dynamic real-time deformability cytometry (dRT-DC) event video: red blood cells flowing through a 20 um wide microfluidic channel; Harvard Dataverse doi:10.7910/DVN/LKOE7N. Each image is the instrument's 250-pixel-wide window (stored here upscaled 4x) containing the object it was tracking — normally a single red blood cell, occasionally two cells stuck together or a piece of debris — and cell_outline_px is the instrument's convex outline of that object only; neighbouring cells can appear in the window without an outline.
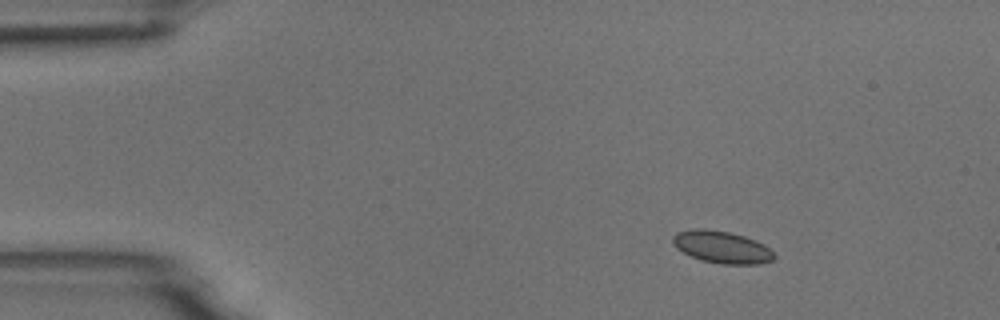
{"species": "common noctule bat (a hibernating species)", "species_latin": "Nyctalus noctula", "temperature_condition": "room temperature", "stored_images_in_passage": 49, "segment_of_instrument_passage": [1, 2], "camera_frame_rate_fps": 3000, "um_per_image_px": 0.085, "animal": {"sex": "male", "body_mass_g": 18.8}, "frame": {"image": 1, "passage_image": 1, "time_ms": 0.0, "image_size_px": [1000, 320], "cell_outline_px": [[776, 256], [772, 260], [760, 264], [720, 264], [700, 260], [676, 248], [672, 244], [672, 236], [676, 232], [692, 228], [704, 228], [728, 232], [744, 236], [756, 240], [764, 244]], "centroid_in_image_um": [61.32, 20.99], "position_along_channel_um": 23.7, "area_um2": 19.13}}
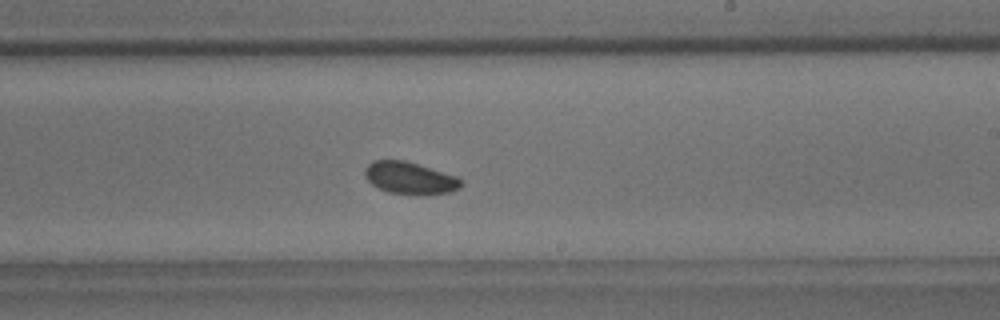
{"frame": {"image": 2, "passage_image": 26, "time_ms": 8.333, "image_size_px": [1000, 320], "cell_outline_px": [[464, 184], [460, 188], [452, 192], [424, 196], [420, 196], [388, 192], [372, 184], [364, 176], [364, 168], [372, 160], [404, 160], [456, 176], [464, 180]], "centroid_in_image_um": [34.87, 15.16], "position_along_channel_um": 254.1, "area_um2": 18.38}}
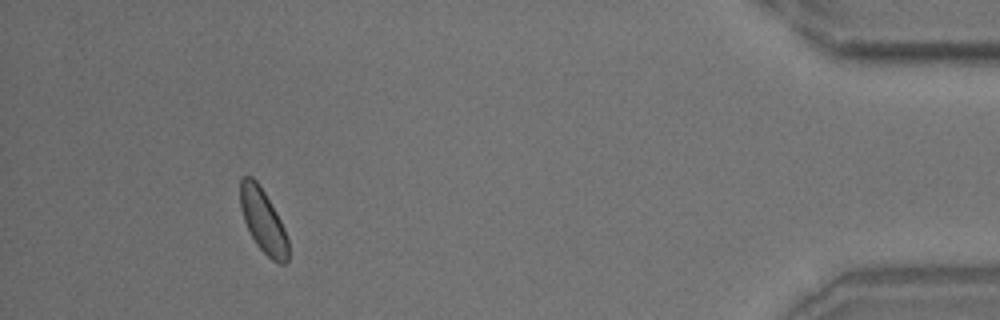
{"frame": {"image": 3, "passage_image": 44, "time_ms": 14.333, "image_size_px": [1000, 320], "cell_outline_px": [[288, 260], [284, 264], [280, 264], [272, 260], [256, 244], [244, 220], [240, 208], [240, 180], [244, 176], [252, 176], [256, 180], [264, 192], [276, 212], [284, 228], [288, 240]], "centroid_in_image_um": [22.36, 18.77], "position_along_channel_um": 412.8, "area_um2": 17.57}}